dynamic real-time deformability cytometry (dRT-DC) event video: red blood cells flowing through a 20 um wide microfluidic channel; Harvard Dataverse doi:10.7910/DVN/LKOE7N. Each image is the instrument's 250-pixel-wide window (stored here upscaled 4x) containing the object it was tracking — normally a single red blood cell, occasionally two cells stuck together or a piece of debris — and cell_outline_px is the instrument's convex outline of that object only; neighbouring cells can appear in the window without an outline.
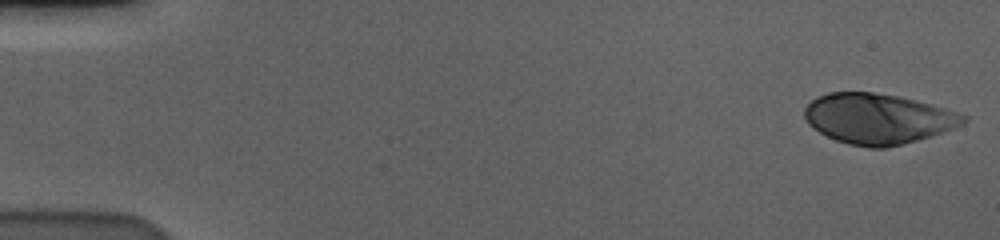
{"species": "human", "species_latin": "Homo sapiens", "temperature_condition": "cold", "stored_images_in_passage": 57, "camera_frame_rate_fps": 3000, "um_per_image_px": 0.085, "donor": {"sex": "male"}, "frame": {"image": 1, "passage_image": 1, "time_ms": 0.0, "image_size_px": [1000, 240], "cell_outline_px": [[968, 120], [952, 128], [916, 140], [884, 148], [868, 148], [848, 144], [836, 140], [812, 128], [808, 124], [804, 116], [804, 108], [816, 96], [828, 92], [872, 92], [896, 96], [928, 104], [956, 112], [968, 116]], "centroid_in_image_um": [74.54, 10.09], "position_along_channel_um": 10.5, "area_um2": 45.95}}
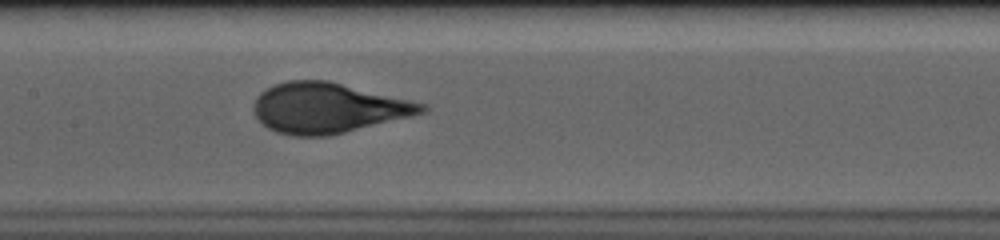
{"frame": {"image": 2, "passage_image": 28, "time_ms": 9.0, "image_size_px": [1000, 240], "cell_outline_px": [[428, 108], [424, 112], [412, 116], [328, 136], [292, 136], [276, 132], [268, 128], [256, 116], [252, 108], [252, 104], [256, 96], [264, 88], [288, 80], [328, 80], [428, 104]], "centroid_in_image_um": [27.85, 9.17], "position_along_channel_um": 179.5, "area_um2": 49.36}}
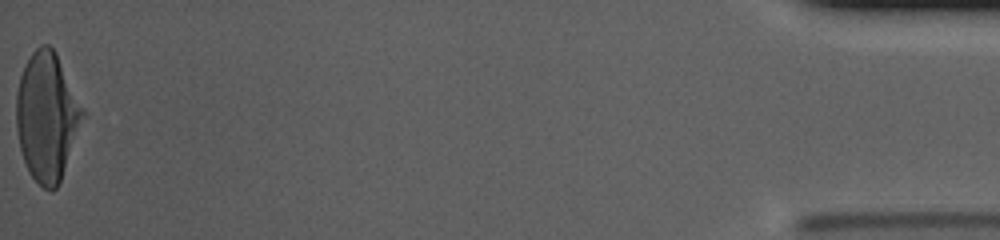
{"frame": {"image": 3, "passage_image": 57, "time_ms": 18.667, "image_size_px": [1000, 240], "cell_outline_px": [[84, 116], [60, 180], [56, 188], [52, 192], [44, 188], [28, 172], [20, 148], [16, 128], [16, 92], [20, 76], [24, 64], [32, 52], [40, 44], [48, 44], [56, 52], [84, 108]], "centroid_in_image_um": [3.97, 9.87], "position_along_channel_um": 431.2, "area_um2": 49.42}}